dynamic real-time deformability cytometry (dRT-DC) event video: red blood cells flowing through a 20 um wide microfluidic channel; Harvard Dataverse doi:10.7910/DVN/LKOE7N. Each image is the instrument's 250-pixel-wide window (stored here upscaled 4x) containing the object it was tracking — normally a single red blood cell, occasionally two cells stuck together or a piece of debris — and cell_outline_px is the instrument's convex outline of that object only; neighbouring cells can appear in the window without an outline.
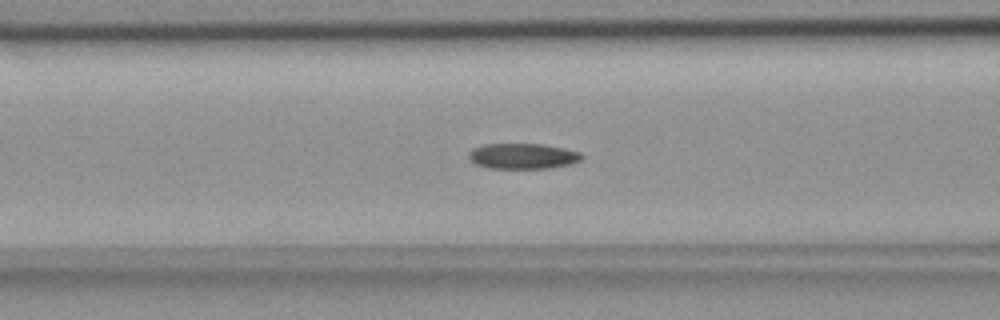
{"species": "common noctule bat (a hibernating species)", "species_latin": "Nyctalus noctula", "temperature_condition": "room temperature", "stored_images_in_passage": 57, "camera_frame_rate_fps": 3000, "um_per_image_px": 0.085, "animal": {"sex": "female", "body_mass_g": 18.4}, "frame": {"image": 1, "passage_image": 23, "time_ms": 7.333, "image_size_px": [1000, 320], "cell_outline_px": [[584, 160], [572, 164], [548, 168], [488, 168], [476, 164], [468, 156], [468, 152], [472, 148], [484, 144], [544, 144], [564, 148], [580, 152], [584, 156]], "centroid_in_image_um": [44.48, 13.26], "position_along_channel_um": 122.1, "area_um2": 16.99}}
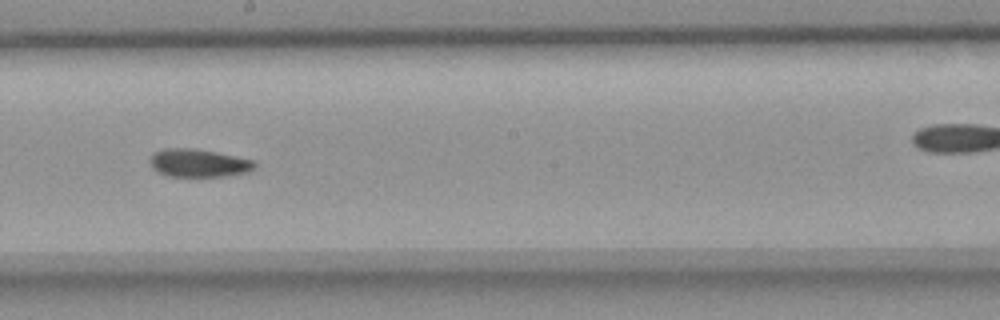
{"frame": {"image": 2, "passage_image": 32, "time_ms": 10.333, "image_size_px": [1000, 320], "cell_outline_px": [[256, 168], [248, 172], [224, 176], [168, 176], [156, 172], [152, 168], [148, 160], [156, 152], [164, 148], [196, 148], [256, 160]], "centroid_in_image_um": [16.89, 13.85], "position_along_channel_um": 231.3, "area_um2": 17.28}}
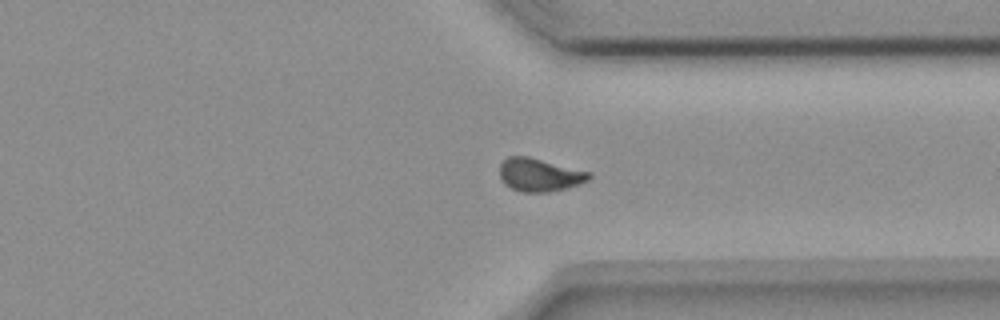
{"frame": {"image": 3, "passage_image": 43, "time_ms": 14.0, "image_size_px": [1000, 320], "cell_outline_px": [[592, 176], [588, 180], [580, 184], [548, 192], [520, 192], [504, 184], [500, 176], [500, 164], [508, 156], [528, 156], [592, 172]], "centroid_in_image_um": [45.87, 14.85], "position_along_channel_um": 365.5, "area_um2": 17.28}, "authors_computed_cell_mechanics": {"area_um2": 17.1088, "velocity_mm_per_s": 3.6504, "shape_relaxation_time_tau1_ms": null, "shape_relaxation_time_tau2_ms": 4.3081, "deformation_change_tau1": null, "deformation_change_tau2": 0.0884}}